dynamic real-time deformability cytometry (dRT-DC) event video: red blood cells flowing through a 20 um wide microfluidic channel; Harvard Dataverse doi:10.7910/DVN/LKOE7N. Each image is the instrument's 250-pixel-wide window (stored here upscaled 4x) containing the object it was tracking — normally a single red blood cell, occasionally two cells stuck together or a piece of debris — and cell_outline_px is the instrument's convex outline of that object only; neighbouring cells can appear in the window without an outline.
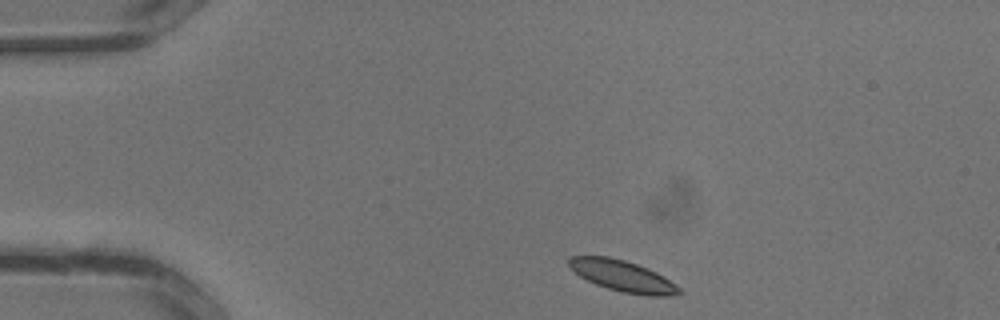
{"species": "common noctule bat (a hibernating species)", "species_latin": "Nyctalus noctula", "temperature_condition": "warm", "stored_images_in_passage": 28, "camera_frame_rate_fps": 3000, "um_per_image_px": 0.085, "animal": {"sex": "male", "body_mass_g": 13.3}, "frame": {"image": 1, "passage_image": 1, "time_ms": 0.0, "image_size_px": [1000, 320], "cell_outline_px": [[684, 292], [676, 296], [648, 296], [620, 292], [596, 284], [580, 276], [568, 264], [568, 256], [608, 256], [624, 260], [648, 268], [656, 272], [676, 284]], "centroid_in_image_um": [52.97, 23.47], "position_along_channel_um": 32.0, "area_um2": 20.06}}
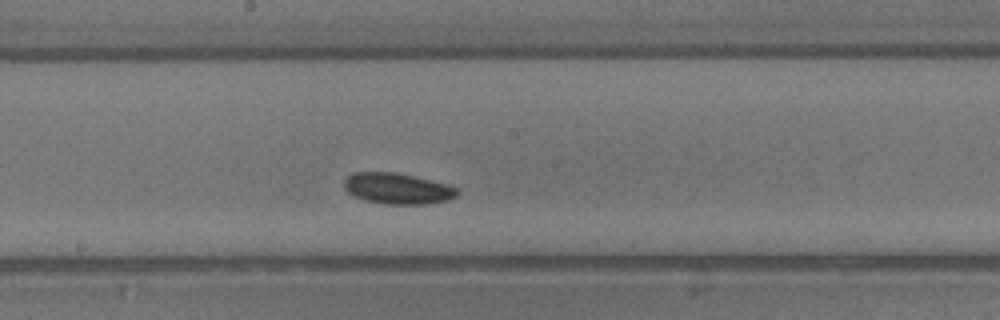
{"frame": {"image": 2, "passage_image": 13, "time_ms": 4.0, "image_size_px": [1000, 320], "cell_outline_px": [[460, 192], [456, 196], [448, 200], [428, 204], [384, 204], [364, 200], [348, 192], [344, 188], [344, 180], [352, 172], [392, 172], [412, 176], [448, 184], [456, 188]], "centroid_in_image_um": [33.79, 16.03], "position_along_channel_um": 214.4, "area_um2": 20.35}}
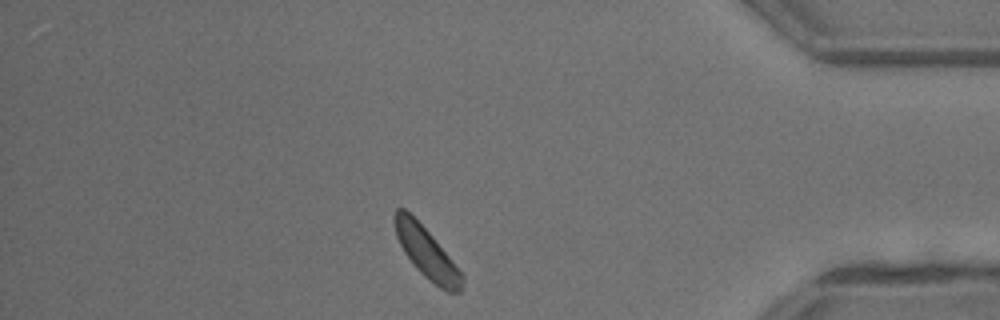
{"frame": {"image": 3, "passage_image": 24, "time_ms": 7.667, "image_size_px": [1000, 320], "cell_outline_px": [[464, 280], [460, 292], [448, 292], [440, 288], [428, 280], [412, 264], [404, 252], [396, 236], [392, 216], [396, 208], [404, 208], [432, 236], [464, 276]], "centroid_in_image_um": [36.23, 21.49], "position_along_channel_um": 399.0, "area_um2": 19.71}}